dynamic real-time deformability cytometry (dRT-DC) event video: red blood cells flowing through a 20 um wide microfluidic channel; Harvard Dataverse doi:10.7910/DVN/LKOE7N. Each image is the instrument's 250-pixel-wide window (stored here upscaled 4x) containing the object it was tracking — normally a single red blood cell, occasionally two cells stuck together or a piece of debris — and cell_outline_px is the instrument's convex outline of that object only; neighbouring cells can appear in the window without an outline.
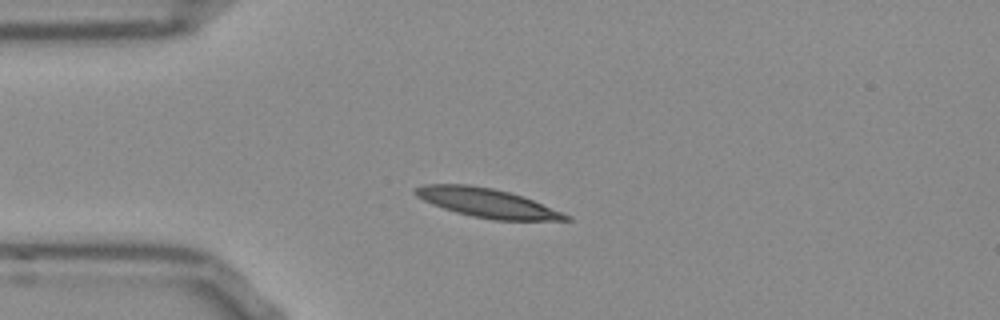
{"species": "Egyptian fruit bat (a non-hibernating species)", "species_latin": "Rousettus aegyptiacus", "temperature_condition": "room temperature", "stored_images_in_passage": 41, "camera_frame_rate_fps": 3000, "um_per_image_px": 0.085, "frame": {"image": 1, "passage_image": 1, "time_ms": 0.0, "image_size_px": [1000, 320], "cell_outline_px": [[572, 220], [492, 220], [472, 216], [456, 212], [432, 204], [416, 196], [412, 192], [412, 188], [424, 184], [468, 184], [492, 188], [524, 196], [572, 216]], "centroid_in_image_um": [41.39, 17.24], "position_along_channel_um": 43.6, "area_um2": 25.49}}
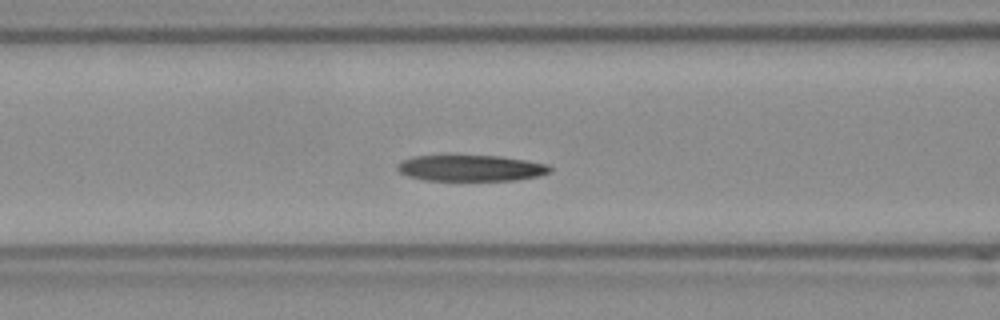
{"frame": {"image": 2, "passage_image": 9, "time_ms": 2.667, "image_size_px": [1000, 320], "cell_outline_px": [[552, 172], [536, 176], [516, 180], [424, 180], [408, 176], [400, 172], [396, 168], [396, 164], [404, 160], [416, 156], [496, 156], [524, 160], [548, 164], [552, 168]], "centroid_in_image_um": [40.02, 14.29], "position_along_channel_um": 126.6, "area_um2": 22.95}}
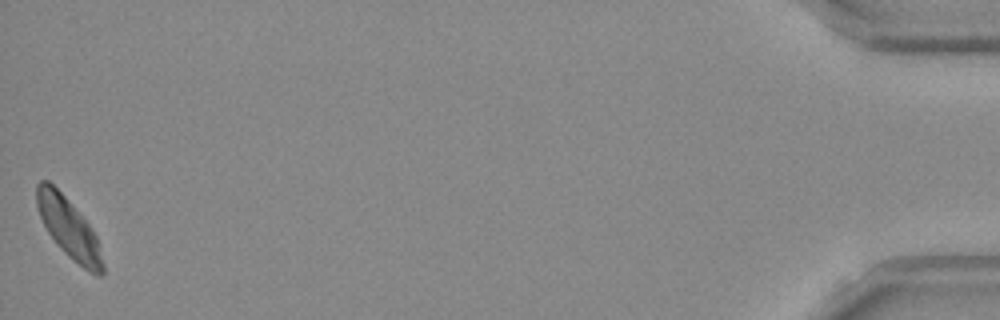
{"frame": {"image": 3, "passage_image": 41, "time_ms": 13.333, "image_size_px": [1000, 320], "cell_outline_px": [[104, 276], [96, 276], [88, 272], [72, 260], [56, 244], [48, 232], [40, 216], [36, 204], [36, 184], [40, 180], [48, 180], [64, 196], [92, 228], [96, 236], [104, 264]], "centroid_in_image_um": [5.85, 19.43], "position_along_channel_um": 429.3, "area_um2": 23.0}, "authors_computed_cell_mechanics": {"area_um2": 23.9292, "velocity_mm_per_s": 3.7895, "shape_relaxation_time_tau1_ms": 9.7214, "shape_relaxation_time_tau2_ms": 5.0423, "deformation_change_tau1": 0.2133, "deformation_change_tau2": 0.1157}}